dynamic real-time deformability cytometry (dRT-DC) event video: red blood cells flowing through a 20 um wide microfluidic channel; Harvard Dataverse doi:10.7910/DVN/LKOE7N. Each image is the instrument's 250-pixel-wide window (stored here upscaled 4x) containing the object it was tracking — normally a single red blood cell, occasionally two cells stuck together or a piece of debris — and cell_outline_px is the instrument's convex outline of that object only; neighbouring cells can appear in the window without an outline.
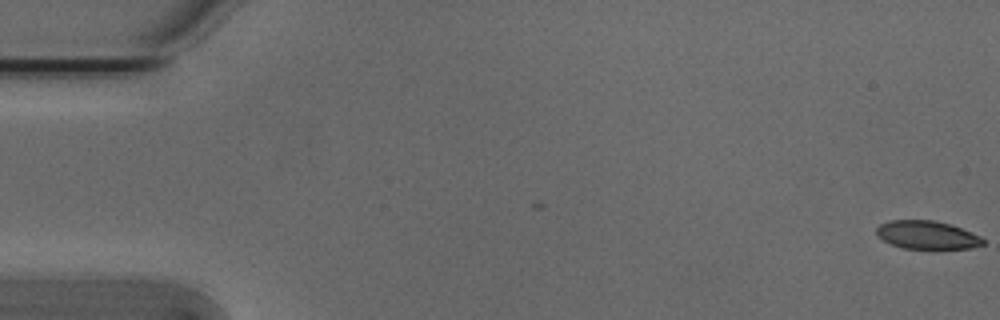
{"species": "Egyptian fruit bat (a non-hibernating species)", "species_latin": "Rousettus aegyptiacus", "temperature_condition": "cold", "stored_images_in_passage": 2, "camera_frame_rate_fps": 3000, "um_per_image_px": 0.085, "animal": {"sex": "male"}, "frame": {"image": 1, "passage_image": 2, "time_ms": 0.333, "image_size_px": [1000, 320], "cell_outline_px": [[984, 244], [972, 248], [904, 248], [892, 244], [876, 236], [876, 228], [880, 224], [888, 220], [932, 220], [948, 224], [960, 228], [980, 236], [984, 240]], "centroid_in_image_um": [78.76, 19.96], "position_along_channel_um": 6.2, "area_um2": 17.28}}